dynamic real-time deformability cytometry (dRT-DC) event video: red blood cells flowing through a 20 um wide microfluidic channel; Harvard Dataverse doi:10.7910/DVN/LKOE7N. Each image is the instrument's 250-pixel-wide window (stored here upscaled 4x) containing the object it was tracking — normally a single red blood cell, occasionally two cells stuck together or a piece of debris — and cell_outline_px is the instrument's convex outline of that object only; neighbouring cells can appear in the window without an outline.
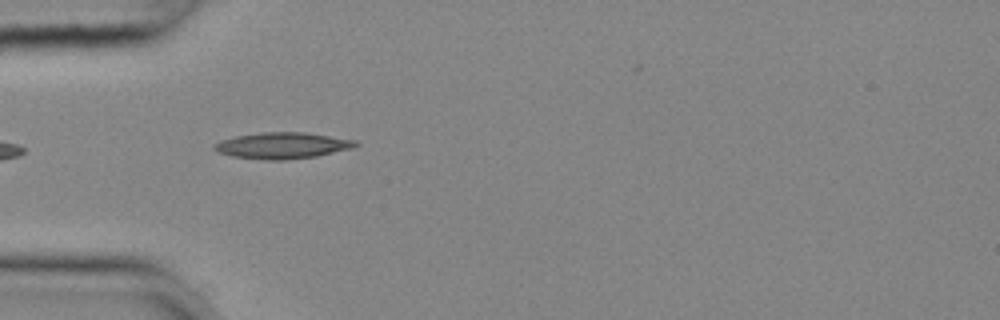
{"species": "common noctule bat (a hibernating species)", "species_latin": "Nyctalus noctula", "temperature_condition": "cold", "stored_images_in_passage": 7, "camera_frame_rate_fps": 3000, "um_per_image_px": 0.085, "animal": {"sex": "female", "body_mass_g": 25.1}, "frame": {"image": 1, "passage_image": 1, "time_ms": 0.0, "image_size_px": [1000, 320], "cell_outline_px": [[360, 144], [352, 148], [316, 156], [284, 160], [268, 160], [232, 156], [220, 152], [212, 148], [212, 144], [220, 140], [236, 136], [264, 132], [304, 132], [356, 140]], "centroid_in_image_um": [23.99, 12.36], "position_along_channel_um": 61.0, "area_um2": 21.5}}